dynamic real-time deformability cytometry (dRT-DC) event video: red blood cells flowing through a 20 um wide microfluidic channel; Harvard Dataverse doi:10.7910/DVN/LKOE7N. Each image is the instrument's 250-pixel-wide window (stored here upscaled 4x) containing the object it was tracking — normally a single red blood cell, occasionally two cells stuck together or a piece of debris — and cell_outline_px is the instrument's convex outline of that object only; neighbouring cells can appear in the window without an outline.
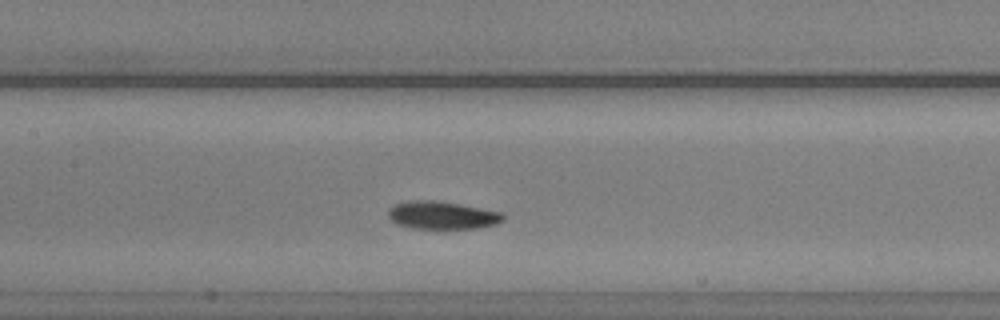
{"species": "common noctule bat (a hibernating species)", "species_latin": "Nyctalus noctula", "temperature_condition": "warm", "stored_images_in_passage": 48, "camera_frame_rate_fps": 3000, "um_per_image_px": 0.085, "animal": {"sex": "male", "body_mass_g": 20.5, "forearm_length_mm": 52.5}, "frame": {"image": 1, "passage_image": 19, "time_ms": 6.0, "image_size_px": [1000, 320], "cell_outline_px": [[504, 220], [496, 224], [480, 228], [412, 228], [396, 224], [388, 216], [388, 208], [396, 204], [408, 200], [432, 200], [460, 204], [500, 212], [504, 216]], "centroid_in_image_um": [37.55, 18.29], "position_along_channel_um": 169.8, "area_um2": 18.55}}
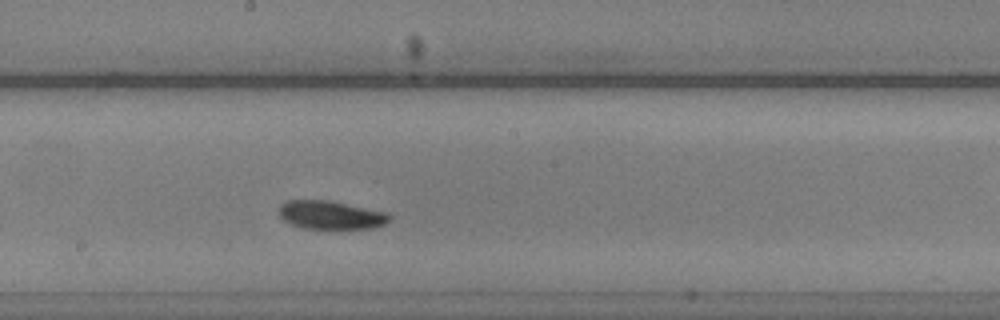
{"frame": {"image": 2, "passage_image": 23, "time_ms": 7.333, "image_size_px": [1000, 320], "cell_outline_px": [[392, 216], [384, 224], [372, 228], [304, 228], [292, 224], [284, 220], [280, 216], [280, 204], [288, 200], [328, 200], [388, 212]], "centroid_in_image_um": [28.13, 18.26], "position_along_channel_um": 220.1, "area_um2": 18.09}}
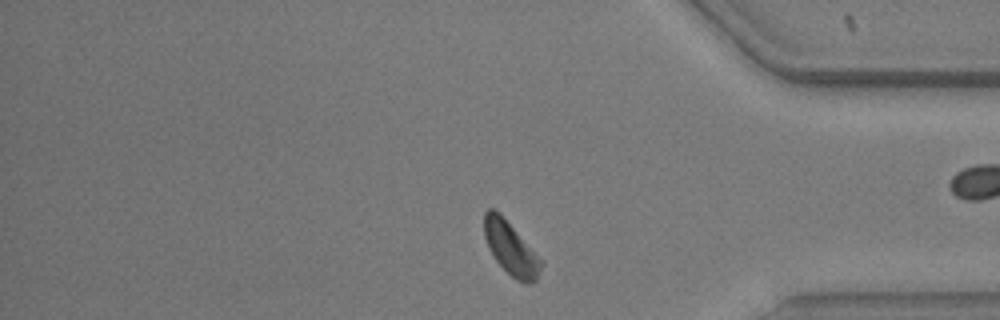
{"frame": {"image": 3, "passage_image": 38, "time_ms": 12.333, "image_size_px": [1000, 320], "cell_outline_px": [[544, 264], [536, 280], [528, 284], [524, 284], [516, 280], [496, 260], [484, 236], [484, 212], [488, 208], [492, 208], [512, 228]], "centroid_in_image_um": [43.41, 21.17], "position_along_channel_um": 391.8, "area_um2": 16.59}, "authors_computed_cell_mechanics": {"area_um2": 18.0914, "velocity_mm_per_s": 3.7837, "shape_relaxation_time_tau1_ms": 1.8225, "shape_relaxation_time_tau2_ms": null, "deformation_change_tau1": 0.0782, "deformation_change_tau2": null}}